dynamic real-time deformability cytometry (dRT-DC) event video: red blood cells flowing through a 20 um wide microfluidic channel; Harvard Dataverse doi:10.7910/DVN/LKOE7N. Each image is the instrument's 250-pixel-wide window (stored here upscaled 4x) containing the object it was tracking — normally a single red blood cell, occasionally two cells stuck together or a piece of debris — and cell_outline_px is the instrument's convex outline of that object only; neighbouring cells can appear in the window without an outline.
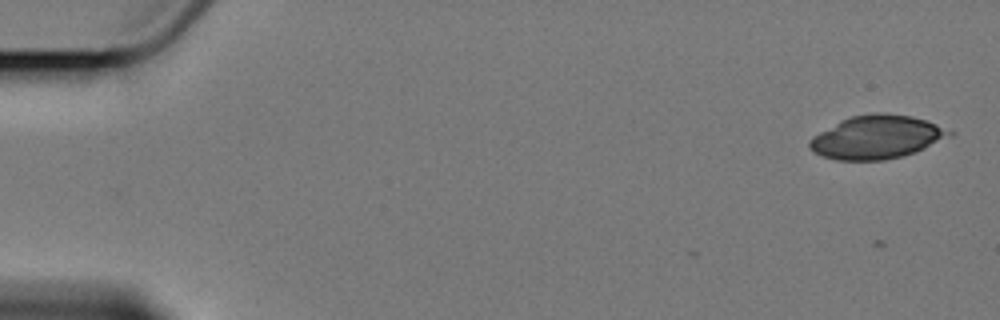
{"species": "Egyptian fruit bat (a non-hibernating species)", "species_latin": "Rousettus aegyptiacus", "temperature_condition": "cold", "stored_images_in_passage": 5, "camera_frame_rate_fps": 3000, "um_per_image_px": 0.085, "animal": {"sex": "female"}, "frame": {"image": 1, "passage_image": 1, "time_ms": 0.0, "image_size_px": [1000, 320], "cell_outline_px": [[956, 132], [952, 136], [916, 152], [884, 160], [836, 160], [812, 152], [808, 148], [808, 140], [812, 136], [840, 120], [852, 116], [872, 112], [884, 112], [912, 116], [936, 124]], "centroid_in_image_um": [74.51, 11.65], "position_along_channel_um": 10.5, "area_um2": 35.6}}